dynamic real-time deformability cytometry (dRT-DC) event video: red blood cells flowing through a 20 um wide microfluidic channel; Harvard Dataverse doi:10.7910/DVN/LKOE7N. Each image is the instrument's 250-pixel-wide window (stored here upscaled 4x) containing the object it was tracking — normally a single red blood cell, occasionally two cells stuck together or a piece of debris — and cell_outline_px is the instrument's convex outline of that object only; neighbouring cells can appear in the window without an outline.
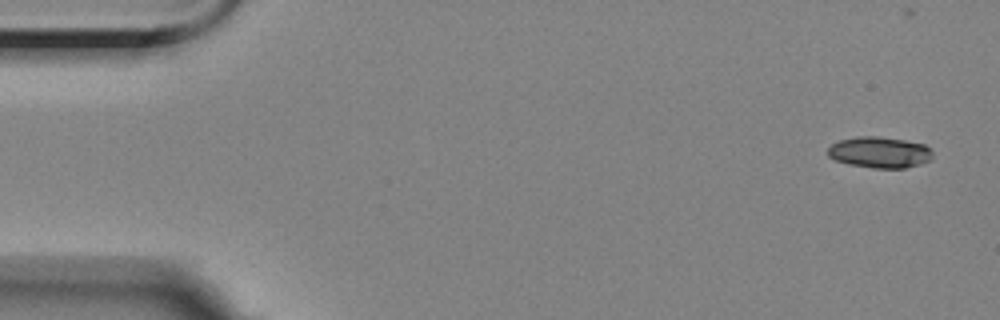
{"species": "Egyptian fruit bat (a non-hibernating species)", "species_latin": "Rousettus aegyptiacus", "temperature_condition": "room temperature", "stored_images_in_passage": 5, "camera_frame_rate_fps": 3000, "um_per_image_px": 0.085, "animal": {"sex": "female"}, "frame": {"image": 1, "passage_image": 1, "time_ms": 0.0, "image_size_px": [1000, 320], "cell_outline_px": [[932, 160], [920, 164], [904, 168], [872, 168], [848, 164], [836, 160], [828, 156], [828, 148], [832, 144], [840, 140], [856, 136], [876, 136], [904, 140], [924, 144], [932, 152]], "centroid_in_image_um": [74.76, 12.95], "position_along_channel_um": 10.2, "area_um2": 19.02}}
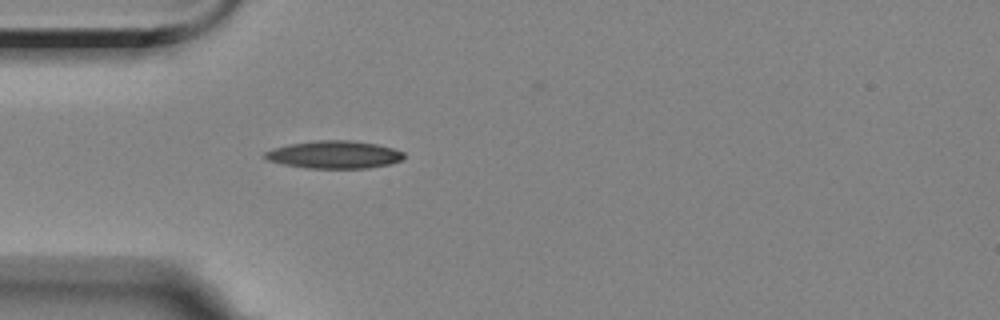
{"frame": {"image": 2, "passage_image": 5, "time_ms": 4.333, "image_size_px": [1000, 320], "cell_outline_px": [[404, 156], [400, 160], [392, 164], [368, 168], [304, 168], [284, 164], [268, 160], [264, 156], [264, 152], [272, 148], [288, 144], [320, 140], [348, 140], [376, 144], [392, 148], [404, 152]], "centroid_in_image_um": [28.4, 13.14], "position_along_channel_um": 56.6, "area_um2": 22.37}}